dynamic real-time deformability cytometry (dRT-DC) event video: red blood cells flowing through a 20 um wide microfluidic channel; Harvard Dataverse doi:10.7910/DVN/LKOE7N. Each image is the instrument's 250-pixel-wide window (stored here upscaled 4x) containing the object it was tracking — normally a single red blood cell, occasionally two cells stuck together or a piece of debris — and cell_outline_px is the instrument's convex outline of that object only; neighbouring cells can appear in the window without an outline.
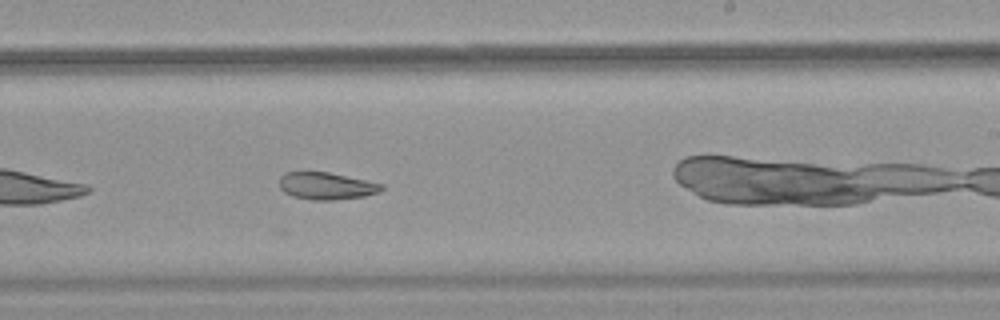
{"species": "common noctule bat (a hibernating species)", "species_latin": "Nyctalus noctula", "temperature_condition": "warm", "stored_images_in_passage": 23, "camera_frame_rate_fps": 3000, "um_per_image_px": 0.085, "animal": {"sex": "female", "body_mass_g": 18.4}, "frame": {"image": 1, "passage_image": 16, "time_ms": 5.0, "image_size_px": [1000, 320], "cell_outline_px": [[384, 188], [380, 192], [364, 196], [332, 200], [312, 200], [292, 196], [284, 192], [280, 188], [280, 176], [284, 172], [328, 172], [384, 184]], "centroid_in_image_um": [27.74, 15.8], "position_along_channel_um": 261.3, "area_um2": 16.18}}